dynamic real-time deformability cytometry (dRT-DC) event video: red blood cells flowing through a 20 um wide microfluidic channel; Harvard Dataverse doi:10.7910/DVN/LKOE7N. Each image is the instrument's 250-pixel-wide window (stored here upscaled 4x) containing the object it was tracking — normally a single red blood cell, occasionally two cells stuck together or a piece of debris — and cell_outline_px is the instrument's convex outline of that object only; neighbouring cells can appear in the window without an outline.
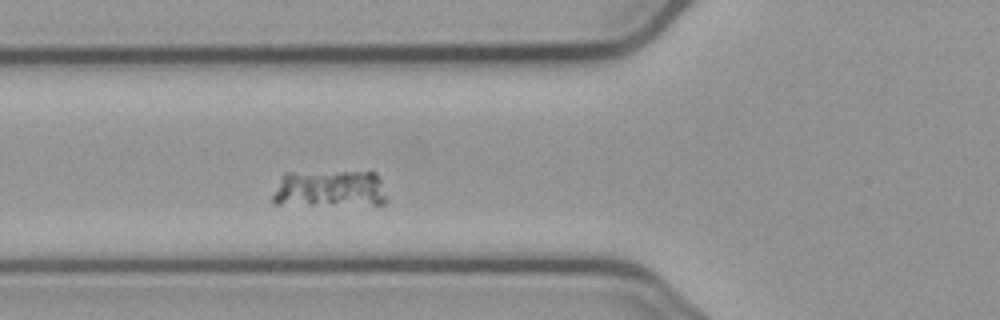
{"species": "common noctule bat (a hibernating species)", "species_latin": "Nyctalus noctula", "temperature_condition": "cold", "stored_images_in_passage": 3, "camera_frame_rate_fps": 3000, "um_per_image_px": 0.085, "animal": {"sex": "male", "body_mass_g": 23.1, "forearm_length_mm": 52.7}, "frame": {"image": 1, "passage_image": 3, "time_ms": 2.333, "image_size_px": [1000, 320], "cell_outline_px": [[388, 200], [384, 204], [272, 204], [272, 196], [284, 172], [376, 172], [380, 180]], "centroid_in_image_um": [28.02, 16.03], "position_along_channel_um": 97.8, "area_um2": 24.57}}